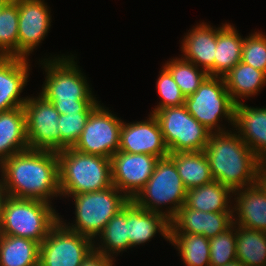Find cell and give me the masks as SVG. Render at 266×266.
<instances>
[{
  "label": "cell",
  "instance_id": "6da1fadb",
  "mask_svg": "<svg viewBox=\"0 0 266 266\" xmlns=\"http://www.w3.org/2000/svg\"><path fill=\"white\" fill-rule=\"evenodd\" d=\"M1 178L9 197L52 203L60 195L56 152L25 150L0 164Z\"/></svg>",
  "mask_w": 266,
  "mask_h": 266
},
{
  "label": "cell",
  "instance_id": "7a4b0ae2",
  "mask_svg": "<svg viewBox=\"0 0 266 266\" xmlns=\"http://www.w3.org/2000/svg\"><path fill=\"white\" fill-rule=\"evenodd\" d=\"M204 152L214 180L232 191L257 183L264 164L236 131L211 133Z\"/></svg>",
  "mask_w": 266,
  "mask_h": 266
},
{
  "label": "cell",
  "instance_id": "3957f363",
  "mask_svg": "<svg viewBox=\"0 0 266 266\" xmlns=\"http://www.w3.org/2000/svg\"><path fill=\"white\" fill-rule=\"evenodd\" d=\"M71 56L57 55L54 59L49 57L40 61L46 79L39 94L60 114L92 112L100 101L93 96L87 78L75 62L74 55Z\"/></svg>",
  "mask_w": 266,
  "mask_h": 266
},
{
  "label": "cell",
  "instance_id": "277c9868",
  "mask_svg": "<svg viewBox=\"0 0 266 266\" xmlns=\"http://www.w3.org/2000/svg\"><path fill=\"white\" fill-rule=\"evenodd\" d=\"M60 195L70 197L112 186L109 158L81 153L72 147L57 153Z\"/></svg>",
  "mask_w": 266,
  "mask_h": 266
},
{
  "label": "cell",
  "instance_id": "5b68a950",
  "mask_svg": "<svg viewBox=\"0 0 266 266\" xmlns=\"http://www.w3.org/2000/svg\"><path fill=\"white\" fill-rule=\"evenodd\" d=\"M52 207L45 201L8 196L3 206L0 234L23 237L41 244L60 218Z\"/></svg>",
  "mask_w": 266,
  "mask_h": 266
},
{
  "label": "cell",
  "instance_id": "8992f818",
  "mask_svg": "<svg viewBox=\"0 0 266 266\" xmlns=\"http://www.w3.org/2000/svg\"><path fill=\"white\" fill-rule=\"evenodd\" d=\"M186 192L174 161L167 156L159 158L148 182L132 201L141 208L161 213L171 220L185 204ZM166 204L170 206L163 211L161 207Z\"/></svg>",
  "mask_w": 266,
  "mask_h": 266
},
{
  "label": "cell",
  "instance_id": "52a82bcc",
  "mask_svg": "<svg viewBox=\"0 0 266 266\" xmlns=\"http://www.w3.org/2000/svg\"><path fill=\"white\" fill-rule=\"evenodd\" d=\"M71 197L75 202V224H67L62 217L59 220L68 229L93 241L108 221L129 202V199L113 185L104 190L80 193Z\"/></svg>",
  "mask_w": 266,
  "mask_h": 266
},
{
  "label": "cell",
  "instance_id": "ba28073f",
  "mask_svg": "<svg viewBox=\"0 0 266 266\" xmlns=\"http://www.w3.org/2000/svg\"><path fill=\"white\" fill-rule=\"evenodd\" d=\"M184 105L212 133L226 132L225 126L219 125L223 118L234 126L236 103L227 91L223 77L208 76L192 95L185 98Z\"/></svg>",
  "mask_w": 266,
  "mask_h": 266
},
{
  "label": "cell",
  "instance_id": "9c48e42d",
  "mask_svg": "<svg viewBox=\"0 0 266 266\" xmlns=\"http://www.w3.org/2000/svg\"><path fill=\"white\" fill-rule=\"evenodd\" d=\"M169 153L204 151L211 131L199 123L185 105L166 107L153 112Z\"/></svg>",
  "mask_w": 266,
  "mask_h": 266
},
{
  "label": "cell",
  "instance_id": "30bf717a",
  "mask_svg": "<svg viewBox=\"0 0 266 266\" xmlns=\"http://www.w3.org/2000/svg\"><path fill=\"white\" fill-rule=\"evenodd\" d=\"M94 241L68 229L60 220L40 244L39 266H81Z\"/></svg>",
  "mask_w": 266,
  "mask_h": 266
},
{
  "label": "cell",
  "instance_id": "8fae6325",
  "mask_svg": "<svg viewBox=\"0 0 266 266\" xmlns=\"http://www.w3.org/2000/svg\"><path fill=\"white\" fill-rule=\"evenodd\" d=\"M101 105L90 113L79 140L72 148L110 159L119 150L123 121Z\"/></svg>",
  "mask_w": 266,
  "mask_h": 266
},
{
  "label": "cell",
  "instance_id": "7c38bea8",
  "mask_svg": "<svg viewBox=\"0 0 266 266\" xmlns=\"http://www.w3.org/2000/svg\"><path fill=\"white\" fill-rule=\"evenodd\" d=\"M30 150L61 151V134L58 128L60 113L42 95L28 97L23 105Z\"/></svg>",
  "mask_w": 266,
  "mask_h": 266
},
{
  "label": "cell",
  "instance_id": "4fadbf2b",
  "mask_svg": "<svg viewBox=\"0 0 266 266\" xmlns=\"http://www.w3.org/2000/svg\"><path fill=\"white\" fill-rule=\"evenodd\" d=\"M158 157L117 151L110 158L112 185L132 200L154 172Z\"/></svg>",
  "mask_w": 266,
  "mask_h": 266
},
{
  "label": "cell",
  "instance_id": "5bb4252c",
  "mask_svg": "<svg viewBox=\"0 0 266 266\" xmlns=\"http://www.w3.org/2000/svg\"><path fill=\"white\" fill-rule=\"evenodd\" d=\"M18 4V57L27 59L51 27L49 6L44 0H15Z\"/></svg>",
  "mask_w": 266,
  "mask_h": 266
},
{
  "label": "cell",
  "instance_id": "9a60e30c",
  "mask_svg": "<svg viewBox=\"0 0 266 266\" xmlns=\"http://www.w3.org/2000/svg\"><path fill=\"white\" fill-rule=\"evenodd\" d=\"M118 151L148 154L158 158L169 155L159 123L153 113L144 121L122 122Z\"/></svg>",
  "mask_w": 266,
  "mask_h": 266
},
{
  "label": "cell",
  "instance_id": "2e32d148",
  "mask_svg": "<svg viewBox=\"0 0 266 266\" xmlns=\"http://www.w3.org/2000/svg\"><path fill=\"white\" fill-rule=\"evenodd\" d=\"M232 224L233 212H203L184 204L170 220V233L198 234L211 239Z\"/></svg>",
  "mask_w": 266,
  "mask_h": 266
},
{
  "label": "cell",
  "instance_id": "e0dca14e",
  "mask_svg": "<svg viewBox=\"0 0 266 266\" xmlns=\"http://www.w3.org/2000/svg\"><path fill=\"white\" fill-rule=\"evenodd\" d=\"M29 58L0 56V112L23 107L27 97H20L29 79Z\"/></svg>",
  "mask_w": 266,
  "mask_h": 266
},
{
  "label": "cell",
  "instance_id": "ac0fdd59",
  "mask_svg": "<svg viewBox=\"0 0 266 266\" xmlns=\"http://www.w3.org/2000/svg\"><path fill=\"white\" fill-rule=\"evenodd\" d=\"M204 22L197 24L182 39L181 57L203 69L209 76H215V53L217 28Z\"/></svg>",
  "mask_w": 266,
  "mask_h": 266
},
{
  "label": "cell",
  "instance_id": "d6986e66",
  "mask_svg": "<svg viewBox=\"0 0 266 266\" xmlns=\"http://www.w3.org/2000/svg\"><path fill=\"white\" fill-rule=\"evenodd\" d=\"M234 128L242 141L266 164V108L235 105Z\"/></svg>",
  "mask_w": 266,
  "mask_h": 266
},
{
  "label": "cell",
  "instance_id": "ffe728a7",
  "mask_svg": "<svg viewBox=\"0 0 266 266\" xmlns=\"http://www.w3.org/2000/svg\"><path fill=\"white\" fill-rule=\"evenodd\" d=\"M170 227V220L165 215L141 208L132 200L127 203L129 249L151 241L158 232L169 241Z\"/></svg>",
  "mask_w": 266,
  "mask_h": 266
},
{
  "label": "cell",
  "instance_id": "44dd1931",
  "mask_svg": "<svg viewBox=\"0 0 266 266\" xmlns=\"http://www.w3.org/2000/svg\"><path fill=\"white\" fill-rule=\"evenodd\" d=\"M233 196V223L266 232V193L263 188L256 183L233 191Z\"/></svg>",
  "mask_w": 266,
  "mask_h": 266
},
{
  "label": "cell",
  "instance_id": "7402d4cb",
  "mask_svg": "<svg viewBox=\"0 0 266 266\" xmlns=\"http://www.w3.org/2000/svg\"><path fill=\"white\" fill-rule=\"evenodd\" d=\"M28 149L23 107L0 112V164L12 155Z\"/></svg>",
  "mask_w": 266,
  "mask_h": 266
},
{
  "label": "cell",
  "instance_id": "603a6c76",
  "mask_svg": "<svg viewBox=\"0 0 266 266\" xmlns=\"http://www.w3.org/2000/svg\"><path fill=\"white\" fill-rule=\"evenodd\" d=\"M233 191L219 181L187 190L185 205L203 212H233L230 203ZM231 206V207H230Z\"/></svg>",
  "mask_w": 266,
  "mask_h": 266
},
{
  "label": "cell",
  "instance_id": "cb8c5ba5",
  "mask_svg": "<svg viewBox=\"0 0 266 266\" xmlns=\"http://www.w3.org/2000/svg\"><path fill=\"white\" fill-rule=\"evenodd\" d=\"M227 91L238 104L242 98L255 96L266 85V73L240 61L223 76Z\"/></svg>",
  "mask_w": 266,
  "mask_h": 266
},
{
  "label": "cell",
  "instance_id": "d4e9b609",
  "mask_svg": "<svg viewBox=\"0 0 266 266\" xmlns=\"http://www.w3.org/2000/svg\"><path fill=\"white\" fill-rule=\"evenodd\" d=\"M187 190L212 182L208 158L204 151L175 152L168 155Z\"/></svg>",
  "mask_w": 266,
  "mask_h": 266
},
{
  "label": "cell",
  "instance_id": "484cf974",
  "mask_svg": "<svg viewBox=\"0 0 266 266\" xmlns=\"http://www.w3.org/2000/svg\"><path fill=\"white\" fill-rule=\"evenodd\" d=\"M244 38L229 23L217 28V46L215 53V76L223 77L241 61Z\"/></svg>",
  "mask_w": 266,
  "mask_h": 266
},
{
  "label": "cell",
  "instance_id": "4316f807",
  "mask_svg": "<svg viewBox=\"0 0 266 266\" xmlns=\"http://www.w3.org/2000/svg\"><path fill=\"white\" fill-rule=\"evenodd\" d=\"M40 243L0 234V266H39Z\"/></svg>",
  "mask_w": 266,
  "mask_h": 266
},
{
  "label": "cell",
  "instance_id": "83f0119b",
  "mask_svg": "<svg viewBox=\"0 0 266 266\" xmlns=\"http://www.w3.org/2000/svg\"><path fill=\"white\" fill-rule=\"evenodd\" d=\"M98 237L100 243H93L94 250L105 256L114 258L113 256L116 254L118 255V253L120 254V252L129 249L127 204L108 221L96 239H98Z\"/></svg>",
  "mask_w": 266,
  "mask_h": 266
},
{
  "label": "cell",
  "instance_id": "f1b7e54d",
  "mask_svg": "<svg viewBox=\"0 0 266 266\" xmlns=\"http://www.w3.org/2000/svg\"><path fill=\"white\" fill-rule=\"evenodd\" d=\"M236 256L246 266H266V232L236 225Z\"/></svg>",
  "mask_w": 266,
  "mask_h": 266
},
{
  "label": "cell",
  "instance_id": "f546056e",
  "mask_svg": "<svg viewBox=\"0 0 266 266\" xmlns=\"http://www.w3.org/2000/svg\"><path fill=\"white\" fill-rule=\"evenodd\" d=\"M171 243L185 266H210L209 239L203 235L170 233Z\"/></svg>",
  "mask_w": 266,
  "mask_h": 266
},
{
  "label": "cell",
  "instance_id": "4dcf8cb0",
  "mask_svg": "<svg viewBox=\"0 0 266 266\" xmlns=\"http://www.w3.org/2000/svg\"><path fill=\"white\" fill-rule=\"evenodd\" d=\"M163 66L171 73L185 97L192 95L209 76L206 71L182 57L172 58Z\"/></svg>",
  "mask_w": 266,
  "mask_h": 266
},
{
  "label": "cell",
  "instance_id": "1f68e13d",
  "mask_svg": "<svg viewBox=\"0 0 266 266\" xmlns=\"http://www.w3.org/2000/svg\"><path fill=\"white\" fill-rule=\"evenodd\" d=\"M18 4L10 0L0 12V56L18 57Z\"/></svg>",
  "mask_w": 266,
  "mask_h": 266
},
{
  "label": "cell",
  "instance_id": "d6a6232c",
  "mask_svg": "<svg viewBox=\"0 0 266 266\" xmlns=\"http://www.w3.org/2000/svg\"><path fill=\"white\" fill-rule=\"evenodd\" d=\"M210 266H224L237 259L236 225L233 223L224 232L209 239Z\"/></svg>",
  "mask_w": 266,
  "mask_h": 266
},
{
  "label": "cell",
  "instance_id": "836d02e7",
  "mask_svg": "<svg viewBox=\"0 0 266 266\" xmlns=\"http://www.w3.org/2000/svg\"><path fill=\"white\" fill-rule=\"evenodd\" d=\"M241 61L266 73V35L255 32L244 38Z\"/></svg>",
  "mask_w": 266,
  "mask_h": 266
},
{
  "label": "cell",
  "instance_id": "e575fe53",
  "mask_svg": "<svg viewBox=\"0 0 266 266\" xmlns=\"http://www.w3.org/2000/svg\"><path fill=\"white\" fill-rule=\"evenodd\" d=\"M156 88L161 101L150 113L166 107L184 105L186 97L174 81L171 73L164 66L156 81Z\"/></svg>",
  "mask_w": 266,
  "mask_h": 266
},
{
  "label": "cell",
  "instance_id": "d590c367",
  "mask_svg": "<svg viewBox=\"0 0 266 266\" xmlns=\"http://www.w3.org/2000/svg\"><path fill=\"white\" fill-rule=\"evenodd\" d=\"M90 113L60 114L58 128L61 134V150L73 147L79 140Z\"/></svg>",
  "mask_w": 266,
  "mask_h": 266
},
{
  "label": "cell",
  "instance_id": "8d00e7d4",
  "mask_svg": "<svg viewBox=\"0 0 266 266\" xmlns=\"http://www.w3.org/2000/svg\"><path fill=\"white\" fill-rule=\"evenodd\" d=\"M115 258L105 256L102 253L92 250L84 259L81 266H113Z\"/></svg>",
  "mask_w": 266,
  "mask_h": 266
},
{
  "label": "cell",
  "instance_id": "74e56055",
  "mask_svg": "<svg viewBox=\"0 0 266 266\" xmlns=\"http://www.w3.org/2000/svg\"><path fill=\"white\" fill-rule=\"evenodd\" d=\"M8 197L7 191L5 189V186L3 184L2 178L0 179V227L2 222V213H3V206L6 198Z\"/></svg>",
  "mask_w": 266,
  "mask_h": 266
},
{
  "label": "cell",
  "instance_id": "f35d334b",
  "mask_svg": "<svg viewBox=\"0 0 266 266\" xmlns=\"http://www.w3.org/2000/svg\"><path fill=\"white\" fill-rule=\"evenodd\" d=\"M257 183L263 188L266 193V164H263L259 169Z\"/></svg>",
  "mask_w": 266,
  "mask_h": 266
},
{
  "label": "cell",
  "instance_id": "ab89813d",
  "mask_svg": "<svg viewBox=\"0 0 266 266\" xmlns=\"http://www.w3.org/2000/svg\"><path fill=\"white\" fill-rule=\"evenodd\" d=\"M224 266H246L243 262L239 261L238 259H235L229 263H227Z\"/></svg>",
  "mask_w": 266,
  "mask_h": 266
},
{
  "label": "cell",
  "instance_id": "60d3db41",
  "mask_svg": "<svg viewBox=\"0 0 266 266\" xmlns=\"http://www.w3.org/2000/svg\"><path fill=\"white\" fill-rule=\"evenodd\" d=\"M10 0H0V12Z\"/></svg>",
  "mask_w": 266,
  "mask_h": 266
}]
</instances>
